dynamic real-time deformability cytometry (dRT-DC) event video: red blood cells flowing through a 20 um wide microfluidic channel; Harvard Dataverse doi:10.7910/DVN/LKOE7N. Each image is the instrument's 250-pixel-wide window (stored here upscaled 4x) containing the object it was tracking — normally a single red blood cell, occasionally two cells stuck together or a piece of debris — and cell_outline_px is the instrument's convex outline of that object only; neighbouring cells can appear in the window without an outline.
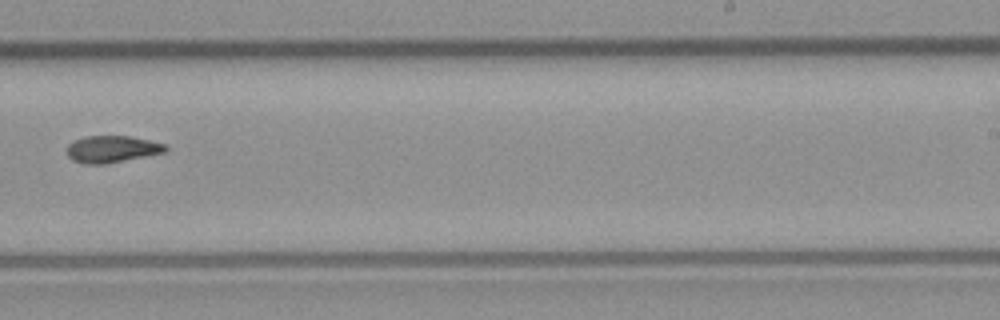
{"species": "common noctule bat (a hibernating species)", "species_latin": "Nyctalus noctula", "temperature_condition": "room temperature", "stored_images_in_passage": 11, "camera_frame_rate_fps": 3000, "um_per_image_px": 0.085, "animal": {"sex": "male", "body_mass_g": 23.1, "forearm_length_mm": 52.7}, "frame": {"image": 1, "passage_image": 10, "time_ms": 11.333, "image_size_px": [1000, 320], "cell_outline_px": [[168, 148], [164, 152], [104, 164], [84, 164], [72, 160], [68, 156], [68, 144], [72, 140], [84, 136], [128, 136], [168, 144]], "centroid_in_image_um": [9.49, 12.66], "position_along_channel_um": 279.5, "area_um2": 15.37}}
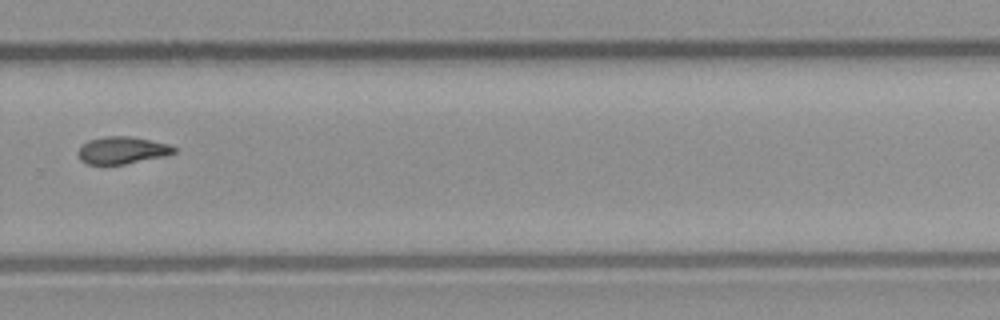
{"frame": {"image": 2, "passage_image": 11, "time_ms": 12.333, "image_size_px": [1000, 320], "cell_outline_px": [[176, 152], [164, 156], [124, 164], [88, 164], [80, 160], [76, 152], [88, 140], [104, 136], [128, 136], [168, 144], [176, 148]], "centroid_in_image_um": [10.35, 12.77], "position_along_channel_um": 319.5, "area_um2": 15.03}}